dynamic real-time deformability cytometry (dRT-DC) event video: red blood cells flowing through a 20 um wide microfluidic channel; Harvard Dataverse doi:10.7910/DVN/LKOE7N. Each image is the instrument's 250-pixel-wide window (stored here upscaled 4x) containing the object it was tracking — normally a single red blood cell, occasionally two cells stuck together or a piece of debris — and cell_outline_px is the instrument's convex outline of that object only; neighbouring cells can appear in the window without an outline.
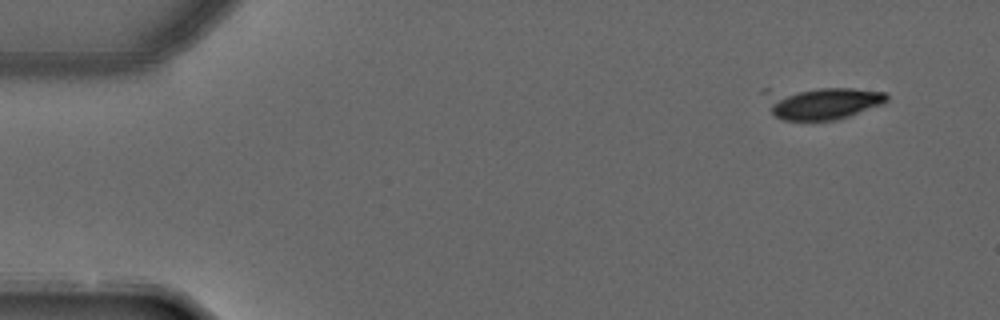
{"species": "common noctule bat (a hibernating species)", "species_latin": "Nyctalus noctula", "temperature_condition": "warm", "stored_images_in_passage": 4, "camera_frame_rate_fps": 3000, "um_per_image_px": 0.085, "animal": {"sex": "male", "forearm_length_mm": 52.5}, "frame": {"image": 1, "passage_image": 1, "time_ms": 0.0, "image_size_px": [1000, 320], "cell_outline_px": [[888, 100], [884, 104], [836, 120], [784, 120], [776, 116], [772, 112], [760, 92], [760, 88], [852, 88], [884, 92], [888, 96]], "centroid_in_image_um": [69.75, 8.71], "position_along_channel_um": 15.3, "area_um2": 23.81}}
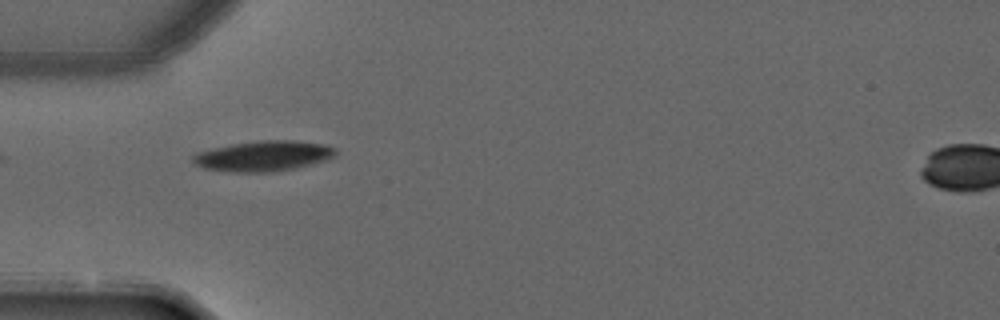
{"frame": {"image": 2, "passage_image": 4, "time_ms": 1.0, "image_size_px": [1000, 320], "cell_outline_px": [[336, 152], [332, 156], [324, 160], [296, 168], [268, 172], [232, 172], [204, 168], [196, 164], [192, 160], [192, 156], [196, 152], [212, 148], [232, 144], [260, 140], [296, 140], [324, 144], [336, 148]], "centroid_in_image_um": [22.36, 13.25], "position_along_channel_um": 62.6, "area_um2": 25.14}}